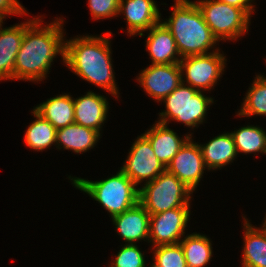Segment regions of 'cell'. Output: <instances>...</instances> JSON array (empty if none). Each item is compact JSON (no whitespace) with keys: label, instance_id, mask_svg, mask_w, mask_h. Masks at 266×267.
Instances as JSON below:
<instances>
[{"label":"cell","instance_id":"obj_21","mask_svg":"<svg viewBox=\"0 0 266 267\" xmlns=\"http://www.w3.org/2000/svg\"><path fill=\"white\" fill-rule=\"evenodd\" d=\"M200 148L208 170L220 169L233 162L238 155L233 137L228 132L214 137L208 143L200 144Z\"/></svg>","mask_w":266,"mask_h":267},{"label":"cell","instance_id":"obj_8","mask_svg":"<svg viewBox=\"0 0 266 267\" xmlns=\"http://www.w3.org/2000/svg\"><path fill=\"white\" fill-rule=\"evenodd\" d=\"M226 61L219 49L208 54L181 58L179 66L182 82H187L198 91H209L222 76Z\"/></svg>","mask_w":266,"mask_h":267},{"label":"cell","instance_id":"obj_20","mask_svg":"<svg viewBox=\"0 0 266 267\" xmlns=\"http://www.w3.org/2000/svg\"><path fill=\"white\" fill-rule=\"evenodd\" d=\"M33 110L56 129L75 123L74 98L66 93L47 99Z\"/></svg>","mask_w":266,"mask_h":267},{"label":"cell","instance_id":"obj_12","mask_svg":"<svg viewBox=\"0 0 266 267\" xmlns=\"http://www.w3.org/2000/svg\"><path fill=\"white\" fill-rule=\"evenodd\" d=\"M182 74L177 64H151L142 70L137 81L153 99L161 102L181 83Z\"/></svg>","mask_w":266,"mask_h":267},{"label":"cell","instance_id":"obj_1","mask_svg":"<svg viewBox=\"0 0 266 267\" xmlns=\"http://www.w3.org/2000/svg\"><path fill=\"white\" fill-rule=\"evenodd\" d=\"M63 20L56 18L45 26L40 17L25 22V34L16 56L13 80L42 81L58 54L65 62Z\"/></svg>","mask_w":266,"mask_h":267},{"label":"cell","instance_id":"obj_2","mask_svg":"<svg viewBox=\"0 0 266 267\" xmlns=\"http://www.w3.org/2000/svg\"><path fill=\"white\" fill-rule=\"evenodd\" d=\"M78 36L65 41V62L72 72L83 80L107 90L118 98L115 75L111 61L110 36Z\"/></svg>","mask_w":266,"mask_h":267},{"label":"cell","instance_id":"obj_24","mask_svg":"<svg viewBox=\"0 0 266 267\" xmlns=\"http://www.w3.org/2000/svg\"><path fill=\"white\" fill-rule=\"evenodd\" d=\"M32 113L36 119L26 130L24 140L27 146L36 151H43L53 144L56 145L57 129L34 110Z\"/></svg>","mask_w":266,"mask_h":267},{"label":"cell","instance_id":"obj_31","mask_svg":"<svg viewBox=\"0 0 266 267\" xmlns=\"http://www.w3.org/2000/svg\"><path fill=\"white\" fill-rule=\"evenodd\" d=\"M222 3H226L228 5L243 9L250 17L251 14L254 13V6L251 4L252 0H218Z\"/></svg>","mask_w":266,"mask_h":267},{"label":"cell","instance_id":"obj_9","mask_svg":"<svg viewBox=\"0 0 266 267\" xmlns=\"http://www.w3.org/2000/svg\"><path fill=\"white\" fill-rule=\"evenodd\" d=\"M136 186L142 181L154 180L166 167L158 160L148 138L141 134L137 137L129 155L120 169Z\"/></svg>","mask_w":266,"mask_h":267},{"label":"cell","instance_id":"obj_14","mask_svg":"<svg viewBox=\"0 0 266 267\" xmlns=\"http://www.w3.org/2000/svg\"><path fill=\"white\" fill-rule=\"evenodd\" d=\"M112 221L126 244H136L145 239L149 242L150 214L140 203L112 217Z\"/></svg>","mask_w":266,"mask_h":267},{"label":"cell","instance_id":"obj_18","mask_svg":"<svg viewBox=\"0 0 266 267\" xmlns=\"http://www.w3.org/2000/svg\"><path fill=\"white\" fill-rule=\"evenodd\" d=\"M0 25V81L13 79L17 53L25 34V23L1 28Z\"/></svg>","mask_w":266,"mask_h":267},{"label":"cell","instance_id":"obj_7","mask_svg":"<svg viewBox=\"0 0 266 267\" xmlns=\"http://www.w3.org/2000/svg\"><path fill=\"white\" fill-rule=\"evenodd\" d=\"M195 3L218 41L236 40L248 32L251 19L243 9L218 0H198Z\"/></svg>","mask_w":266,"mask_h":267},{"label":"cell","instance_id":"obj_28","mask_svg":"<svg viewBox=\"0 0 266 267\" xmlns=\"http://www.w3.org/2000/svg\"><path fill=\"white\" fill-rule=\"evenodd\" d=\"M144 257L137 244H124L111 263V267H146Z\"/></svg>","mask_w":266,"mask_h":267},{"label":"cell","instance_id":"obj_6","mask_svg":"<svg viewBox=\"0 0 266 267\" xmlns=\"http://www.w3.org/2000/svg\"><path fill=\"white\" fill-rule=\"evenodd\" d=\"M202 92L182 82L162 100L166 110L159 113L161 118L158 122L167 124L171 120H176L193 129L203 123L213 98L205 96Z\"/></svg>","mask_w":266,"mask_h":267},{"label":"cell","instance_id":"obj_27","mask_svg":"<svg viewBox=\"0 0 266 267\" xmlns=\"http://www.w3.org/2000/svg\"><path fill=\"white\" fill-rule=\"evenodd\" d=\"M154 263L150 267H187L180 243L158 245L153 248Z\"/></svg>","mask_w":266,"mask_h":267},{"label":"cell","instance_id":"obj_25","mask_svg":"<svg viewBox=\"0 0 266 267\" xmlns=\"http://www.w3.org/2000/svg\"><path fill=\"white\" fill-rule=\"evenodd\" d=\"M231 135L237 154H251L253 152L266 154V132L262 128L247 125L231 132Z\"/></svg>","mask_w":266,"mask_h":267},{"label":"cell","instance_id":"obj_29","mask_svg":"<svg viewBox=\"0 0 266 267\" xmlns=\"http://www.w3.org/2000/svg\"><path fill=\"white\" fill-rule=\"evenodd\" d=\"M120 0H88L93 19H105L119 15Z\"/></svg>","mask_w":266,"mask_h":267},{"label":"cell","instance_id":"obj_32","mask_svg":"<svg viewBox=\"0 0 266 267\" xmlns=\"http://www.w3.org/2000/svg\"><path fill=\"white\" fill-rule=\"evenodd\" d=\"M262 227L266 230V220H264Z\"/></svg>","mask_w":266,"mask_h":267},{"label":"cell","instance_id":"obj_17","mask_svg":"<svg viewBox=\"0 0 266 267\" xmlns=\"http://www.w3.org/2000/svg\"><path fill=\"white\" fill-rule=\"evenodd\" d=\"M167 126V124L156 121L152 128L143 133L148 138L154 154L165 167L192 136L191 133L187 134L185 138H180L176 132Z\"/></svg>","mask_w":266,"mask_h":267},{"label":"cell","instance_id":"obj_33","mask_svg":"<svg viewBox=\"0 0 266 267\" xmlns=\"http://www.w3.org/2000/svg\"><path fill=\"white\" fill-rule=\"evenodd\" d=\"M3 23V19L0 17V25Z\"/></svg>","mask_w":266,"mask_h":267},{"label":"cell","instance_id":"obj_3","mask_svg":"<svg viewBox=\"0 0 266 267\" xmlns=\"http://www.w3.org/2000/svg\"><path fill=\"white\" fill-rule=\"evenodd\" d=\"M170 18L163 25L176 41L180 57L208 54L219 42L204 21L195 1L175 0Z\"/></svg>","mask_w":266,"mask_h":267},{"label":"cell","instance_id":"obj_26","mask_svg":"<svg viewBox=\"0 0 266 267\" xmlns=\"http://www.w3.org/2000/svg\"><path fill=\"white\" fill-rule=\"evenodd\" d=\"M241 106L239 116L266 115V77L256 75Z\"/></svg>","mask_w":266,"mask_h":267},{"label":"cell","instance_id":"obj_10","mask_svg":"<svg viewBox=\"0 0 266 267\" xmlns=\"http://www.w3.org/2000/svg\"><path fill=\"white\" fill-rule=\"evenodd\" d=\"M189 213L190 206H183L150 215L149 242L154 245L152 247L179 243L190 221Z\"/></svg>","mask_w":266,"mask_h":267},{"label":"cell","instance_id":"obj_30","mask_svg":"<svg viewBox=\"0 0 266 267\" xmlns=\"http://www.w3.org/2000/svg\"><path fill=\"white\" fill-rule=\"evenodd\" d=\"M24 15L25 8L18 0H0V17L4 20L7 15Z\"/></svg>","mask_w":266,"mask_h":267},{"label":"cell","instance_id":"obj_11","mask_svg":"<svg viewBox=\"0 0 266 267\" xmlns=\"http://www.w3.org/2000/svg\"><path fill=\"white\" fill-rule=\"evenodd\" d=\"M191 139L190 137L173 157L166 171L175 175L191 191H195L207 167L203 161L200 145Z\"/></svg>","mask_w":266,"mask_h":267},{"label":"cell","instance_id":"obj_13","mask_svg":"<svg viewBox=\"0 0 266 267\" xmlns=\"http://www.w3.org/2000/svg\"><path fill=\"white\" fill-rule=\"evenodd\" d=\"M154 0H120L119 14L125 16L127 33L130 36L143 32L161 22V14Z\"/></svg>","mask_w":266,"mask_h":267},{"label":"cell","instance_id":"obj_16","mask_svg":"<svg viewBox=\"0 0 266 267\" xmlns=\"http://www.w3.org/2000/svg\"><path fill=\"white\" fill-rule=\"evenodd\" d=\"M146 38V48L152 64H177L180 62L181 57L176 41L162 22L151 27Z\"/></svg>","mask_w":266,"mask_h":267},{"label":"cell","instance_id":"obj_22","mask_svg":"<svg viewBox=\"0 0 266 267\" xmlns=\"http://www.w3.org/2000/svg\"><path fill=\"white\" fill-rule=\"evenodd\" d=\"M244 219V247L242 267H266V230Z\"/></svg>","mask_w":266,"mask_h":267},{"label":"cell","instance_id":"obj_19","mask_svg":"<svg viewBox=\"0 0 266 267\" xmlns=\"http://www.w3.org/2000/svg\"><path fill=\"white\" fill-rule=\"evenodd\" d=\"M100 135L98 131L73 123L56 130V147L81 154L95 147Z\"/></svg>","mask_w":266,"mask_h":267},{"label":"cell","instance_id":"obj_4","mask_svg":"<svg viewBox=\"0 0 266 267\" xmlns=\"http://www.w3.org/2000/svg\"><path fill=\"white\" fill-rule=\"evenodd\" d=\"M75 188L85 192L106 209L111 218L139 203L140 188L121 171L105 180L90 181L69 177Z\"/></svg>","mask_w":266,"mask_h":267},{"label":"cell","instance_id":"obj_15","mask_svg":"<svg viewBox=\"0 0 266 267\" xmlns=\"http://www.w3.org/2000/svg\"><path fill=\"white\" fill-rule=\"evenodd\" d=\"M108 104L105 96L92 91L79 98H74L75 123L100 133L101 125L104 124L107 118Z\"/></svg>","mask_w":266,"mask_h":267},{"label":"cell","instance_id":"obj_23","mask_svg":"<svg viewBox=\"0 0 266 267\" xmlns=\"http://www.w3.org/2000/svg\"><path fill=\"white\" fill-rule=\"evenodd\" d=\"M211 240L200 233L186 235L179 243L182 246L187 267H204L211 259Z\"/></svg>","mask_w":266,"mask_h":267},{"label":"cell","instance_id":"obj_5","mask_svg":"<svg viewBox=\"0 0 266 267\" xmlns=\"http://www.w3.org/2000/svg\"><path fill=\"white\" fill-rule=\"evenodd\" d=\"M191 191L175 175L165 171L140 188L139 203L150 215L190 206Z\"/></svg>","mask_w":266,"mask_h":267}]
</instances>
